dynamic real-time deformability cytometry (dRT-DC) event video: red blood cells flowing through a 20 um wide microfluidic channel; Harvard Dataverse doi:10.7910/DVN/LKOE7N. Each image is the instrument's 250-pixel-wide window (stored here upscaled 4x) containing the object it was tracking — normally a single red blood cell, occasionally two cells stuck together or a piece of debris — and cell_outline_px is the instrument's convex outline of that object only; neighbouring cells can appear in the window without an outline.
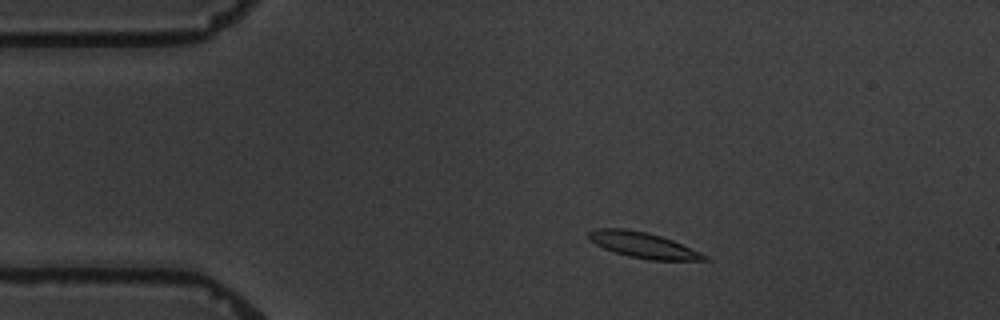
{"species": "common noctule bat (a hibernating species)", "species_latin": "Nyctalus noctula", "temperature_condition": "warm", "stored_images_in_passage": 6, "camera_frame_rate_fps": 3000, "um_per_image_px": 0.085, "animal": {"sex": "male", "body_mass_g": 19.5, "forearm_length_mm": 54.6}, "frame": {"image": 1, "passage_image": 2, "time_ms": 1.0, "image_size_px": [1000, 320], "cell_outline_px": [[708, 260], [648, 260], [628, 256], [604, 248], [588, 240], [588, 232], [596, 228], [624, 228], [648, 232], [672, 240], [700, 252], [708, 256]], "centroid_in_image_um": [54.64, 20.82], "position_along_channel_um": 30.4, "area_um2": 17.22}}
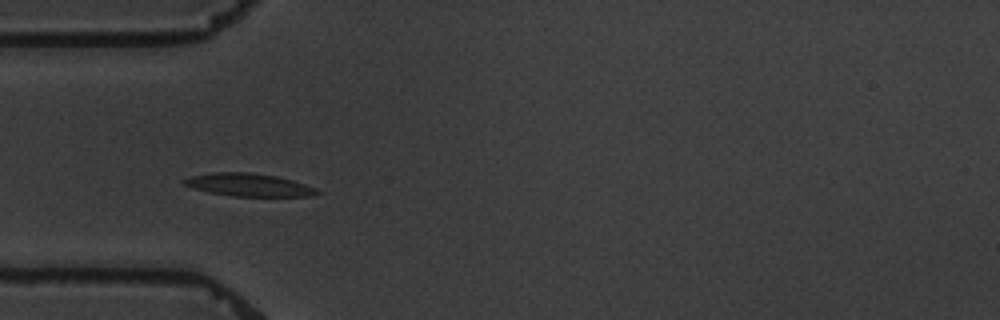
{"frame": {"image": 2, "passage_image": 4, "time_ms": 3.333, "image_size_px": [1000, 320], "cell_outline_px": [[320, 192], [312, 196], [232, 196], [208, 192], [192, 188], [184, 184], [180, 180], [192, 176], [212, 172], [248, 172], [276, 176], [292, 180], [316, 188]], "centroid_in_image_um": [21.1, 15.71], "position_along_channel_um": 63.9, "area_um2": 17.63}}
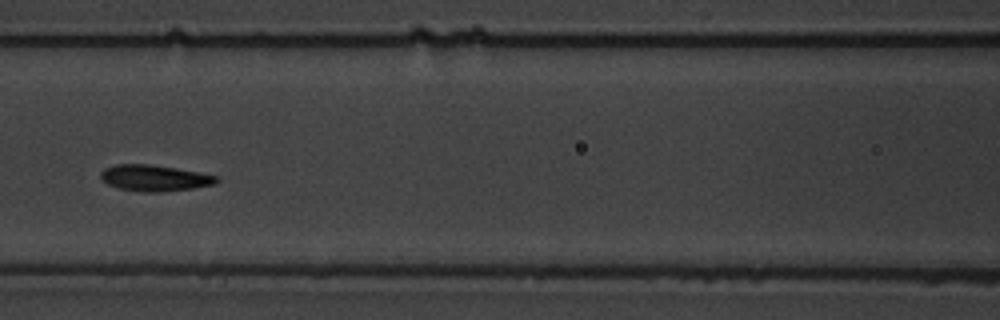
{"frame": {"image": 3, "passage_image": 6, "time_ms": 6.0, "image_size_px": [1000, 320], "cell_outline_px": [[220, 180], [216, 184], [192, 188], [156, 192], [144, 192], [120, 188], [108, 184], [100, 180], [100, 172], [104, 168], [116, 164], [148, 164], [176, 168], [220, 176]], "centroid_in_image_um": [13.14, 15.12], "position_along_channel_um": 153.5, "area_um2": 17.69}}